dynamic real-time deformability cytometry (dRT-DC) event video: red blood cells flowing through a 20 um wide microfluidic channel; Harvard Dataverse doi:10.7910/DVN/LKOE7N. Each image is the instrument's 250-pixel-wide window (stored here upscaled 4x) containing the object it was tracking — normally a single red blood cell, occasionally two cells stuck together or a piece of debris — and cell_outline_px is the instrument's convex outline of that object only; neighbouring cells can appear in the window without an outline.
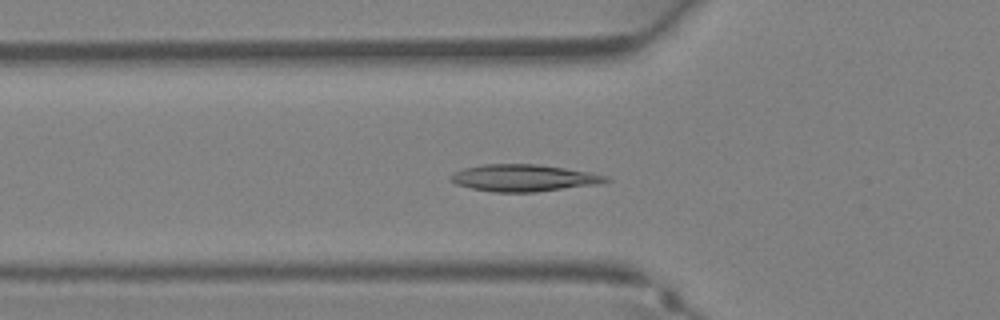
{"species": "Egyptian fruit bat (a non-hibernating species)", "species_latin": "Rousettus aegyptiacus", "temperature_condition": "warm", "stored_images_in_passage": 37, "segment_of_instrument_passage": [1, 2], "camera_frame_rate_fps": 3000, "um_per_image_px": 0.085, "animal": {"sex": "female"}, "frame": {"image": 1, "passage_image": 12, "time_ms": 3.667, "image_size_px": [1000, 320], "cell_outline_px": [[612, 180], [600, 184], [536, 192], [496, 192], [472, 188], [456, 184], [448, 180], [448, 176], [464, 168], [484, 164], [536, 164], [564, 168], [588, 172], [608, 176]], "centroid_in_image_um": [44.52, 15.13], "position_along_channel_um": 81.3, "area_um2": 24.33}}
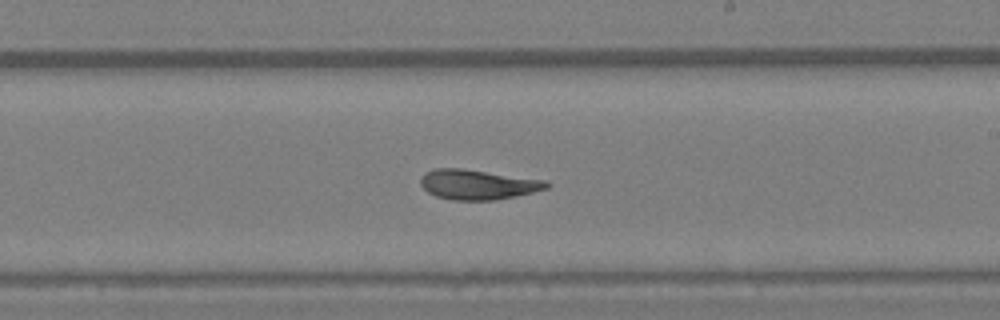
{"frame": {"image": 2, "passage_image": 21, "time_ms": 6.667, "image_size_px": [1000, 320], "cell_outline_px": [[552, 184], [548, 188], [532, 192], [492, 200], [452, 200], [436, 196], [428, 192], [420, 184], [420, 180], [424, 172], [432, 168], [460, 168], [548, 180]], "centroid_in_image_um": [40.6, 15.67], "position_along_channel_um": 248.4, "area_um2": 21.96}}
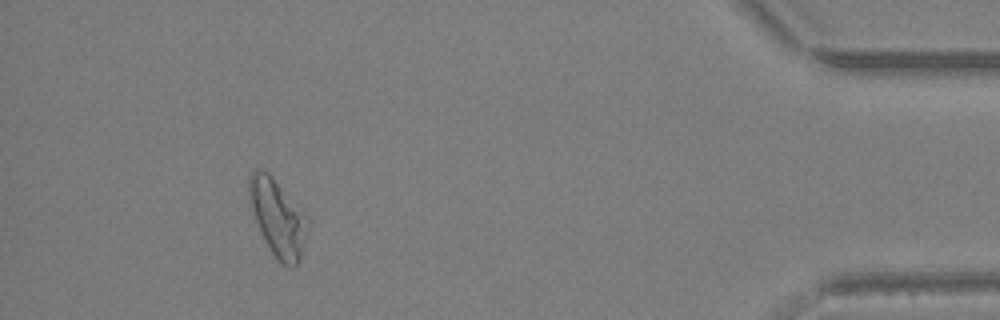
{"frame": {"image": 3, "passage_image": 33, "time_ms": 10.667, "image_size_px": [1000, 320], "cell_outline_px": [[308, 220], [300, 260], [292, 268], [280, 264], [264, 240], [260, 232], [248, 200], [248, 176], [256, 168], [268, 172], [272, 176], [308, 216]], "centroid_in_image_um": [23.57, 18.49], "position_along_channel_um": 411.6, "area_um2": 26.18}}